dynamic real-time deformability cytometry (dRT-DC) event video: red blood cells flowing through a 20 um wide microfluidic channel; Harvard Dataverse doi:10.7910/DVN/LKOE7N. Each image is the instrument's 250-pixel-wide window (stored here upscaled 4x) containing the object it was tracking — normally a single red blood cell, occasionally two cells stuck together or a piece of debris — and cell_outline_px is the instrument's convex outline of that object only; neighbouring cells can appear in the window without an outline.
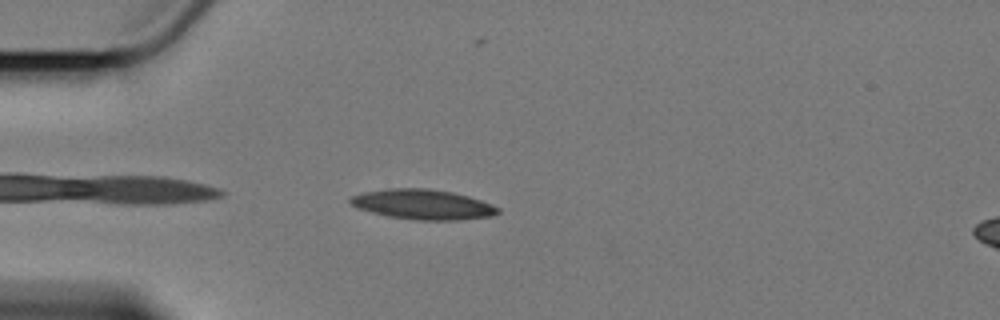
{"species": "Egyptian fruit bat (a non-hibernating species)", "species_latin": "Rousettus aegyptiacus", "temperature_condition": "cold", "stored_images_in_passage": 46, "camera_frame_rate_fps": 3000, "um_per_image_px": 0.085, "animal": {"sex": "female"}, "frame": {"image": 1, "passage_image": 2, "time_ms": 0.333, "image_size_px": [1000, 320], "cell_outline_px": [[500, 212], [488, 216], [460, 220], [416, 220], [388, 216], [356, 208], [348, 200], [352, 196], [360, 192], [388, 188], [428, 188], [452, 192], [468, 196], [492, 204], [500, 208]], "centroid_in_image_um": [35.91, 17.37], "position_along_channel_um": 49.1, "area_um2": 25.84}}
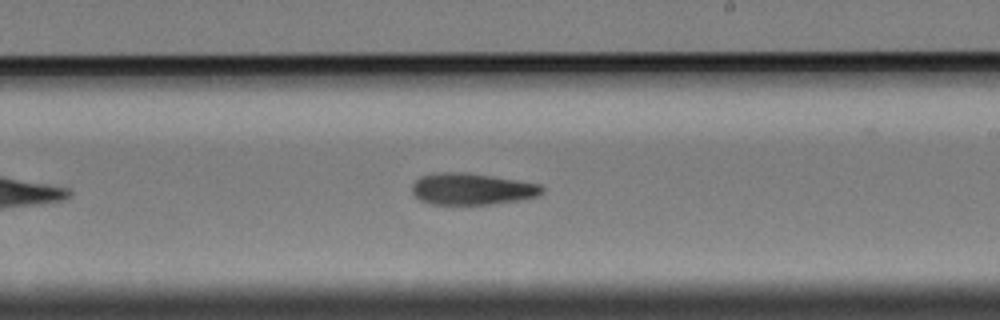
{"frame": {"image": 2, "passage_image": 21, "time_ms": 6.667, "image_size_px": [1000, 320], "cell_outline_px": [[544, 192], [540, 196], [492, 204], [432, 204], [420, 200], [412, 192], [412, 184], [420, 176], [436, 172], [468, 172], [540, 184], [544, 188]], "centroid_in_image_um": [40.11, 16.05], "position_along_channel_um": 248.9, "area_um2": 23.99}}
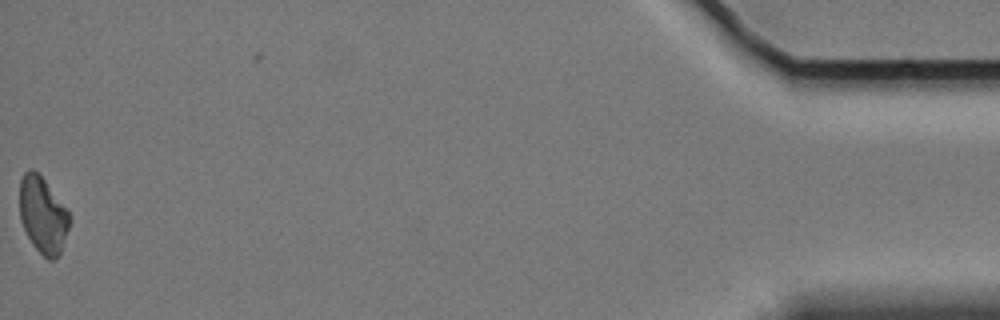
{"frame": {"image": 3, "passage_image": 45, "time_ms": 14.667, "image_size_px": [1000, 320], "cell_outline_px": [[72, 220], [60, 252], [56, 260], [48, 260], [32, 244], [20, 220], [20, 180], [24, 172], [28, 168], [32, 168], [44, 180], [68, 208]], "centroid_in_image_um": [3.67, 18.27], "position_along_channel_um": 431.5, "area_um2": 22.37}}